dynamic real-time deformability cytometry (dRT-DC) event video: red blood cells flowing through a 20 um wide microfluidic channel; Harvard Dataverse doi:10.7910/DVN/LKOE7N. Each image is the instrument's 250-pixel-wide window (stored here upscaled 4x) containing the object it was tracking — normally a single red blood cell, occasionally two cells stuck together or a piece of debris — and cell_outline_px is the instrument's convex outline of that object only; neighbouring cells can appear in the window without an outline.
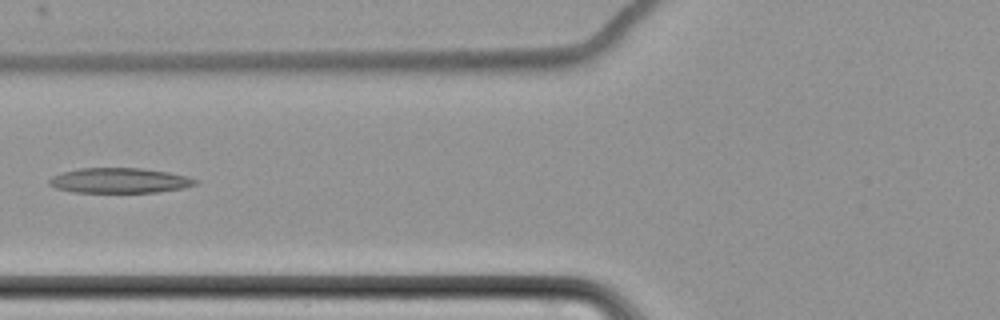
{"species": "common noctule bat (a hibernating species)", "species_latin": "Nyctalus noctula", "temperature_condition": "cold", "stored_images_in_passage": 8, "camera_frame_rate_fps": 3000, "um_per_image_px": 0.085, "animal": {"sex": "female", "body_mass_g": 22.7, "forearm_length_mm": 54.2}, "frame": {"image": 1, "passage_image": 6, "time_ms": 7.0, "image_size_px": [1000, 320], "cell_outline_px": [[200, 180], [196, 184], [184, 188], [156, 192], [72, 192], [56, 188], [48, 184], [48, 180], [52, 176], [60, 172], [80, 168], [140, 168], [168, 172], [188, 176]], "centroid_in_image_um": [10.15, 15.34], "position_along_channel_um": 115.6, "area_um2": 21.5}}
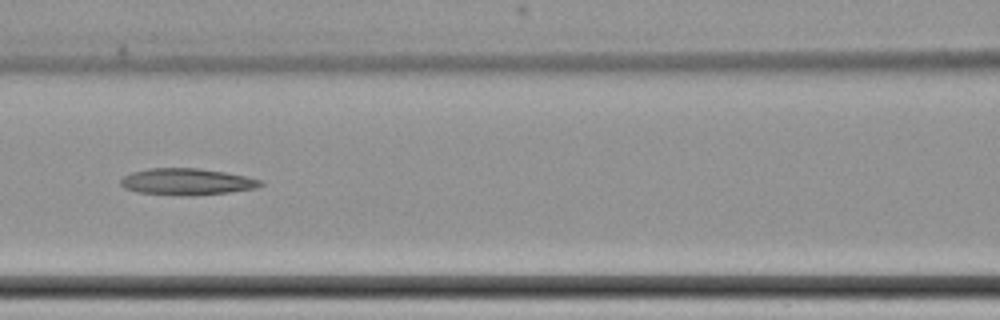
{"frame": {"image": 2, "passage_image": 7, "time_ms": 8.0, "image_size_px": [1000, 320], "cell_outline_px": [[264, 184], [256, 188], [228, 192], [192, 196], [180, 196], [140, 192], [124, 188], [120, 184], [120, 180], [124, 176], [132, 172], [148, 168], [200, 168], [224, 172], [264, 180]], "centroid_in_image_um": [15.89, 15.44], "position_along_channel_um": 150.7, "area_um2": 21.73}}
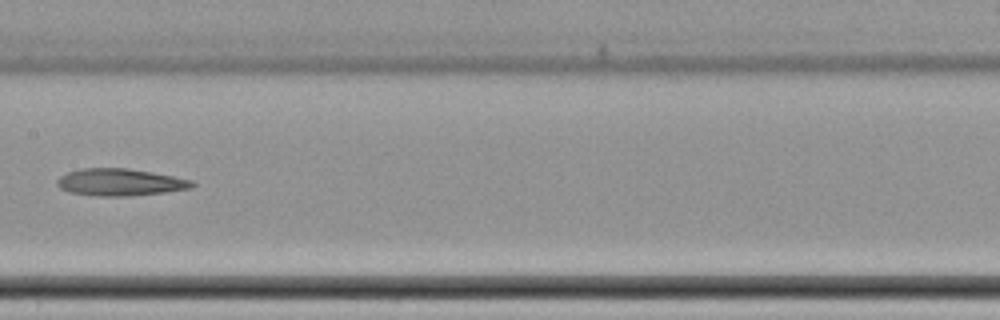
{"frame": {"image": 3, "passage_image": 8, "time_ms": 9.333, "image_size_px": [1000, 320], "cell_outline_px": [[196, 184], [192, 188], [164, 192], [128, 196], [96, 196], [68, 192], [60, 188], [56, 184], [56, 180], [60, 176], [68, 172], [80, 168], [128, 168], [152, 172], [192, 180]], "centroid_in_image_um": [10.18, 15.49], "position_along_channel_um": 197.2, "area_um2": 21.39}}